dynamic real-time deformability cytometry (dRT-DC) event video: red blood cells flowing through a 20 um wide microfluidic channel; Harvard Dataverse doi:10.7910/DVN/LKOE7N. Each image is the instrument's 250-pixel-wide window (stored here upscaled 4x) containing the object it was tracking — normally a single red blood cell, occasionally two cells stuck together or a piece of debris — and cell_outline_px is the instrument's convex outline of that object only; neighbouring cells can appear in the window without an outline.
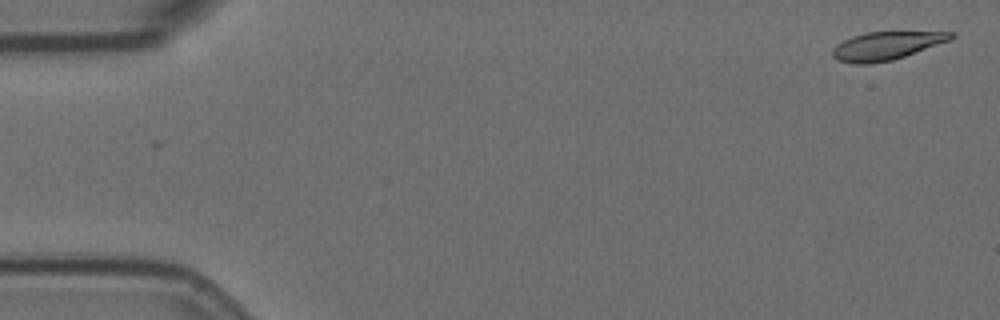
{"species": "Egyptian fruit bat (a non-hibernating species)", "species_latin": "Rousettus aegyptiacus", "temperature_condition": "room temperature", "stored_images_in_passage": 5, "segment_of_instrument_passage": [1, 2], "camera_frame_rate_fps": 3000, "um_per_image_px": 0.085, "animal": {"sex": "female"}, "frame": {"image": 1, "passage_image": 1, "time_ms": 0.0, "image_size_px": [1000, 320], "cell_outline_px": [[956, 36], [952, 40], [892, 60], [868, 64], [856, 64], [836, 60], [832, 56], [832, 48], [836, 44], [852, 36], [864, 32], [956, 32]], "centroid_in_image_um": [75.33, 3.89], "position_along_channel_um": 9.7, "area_um2": 19.54}}